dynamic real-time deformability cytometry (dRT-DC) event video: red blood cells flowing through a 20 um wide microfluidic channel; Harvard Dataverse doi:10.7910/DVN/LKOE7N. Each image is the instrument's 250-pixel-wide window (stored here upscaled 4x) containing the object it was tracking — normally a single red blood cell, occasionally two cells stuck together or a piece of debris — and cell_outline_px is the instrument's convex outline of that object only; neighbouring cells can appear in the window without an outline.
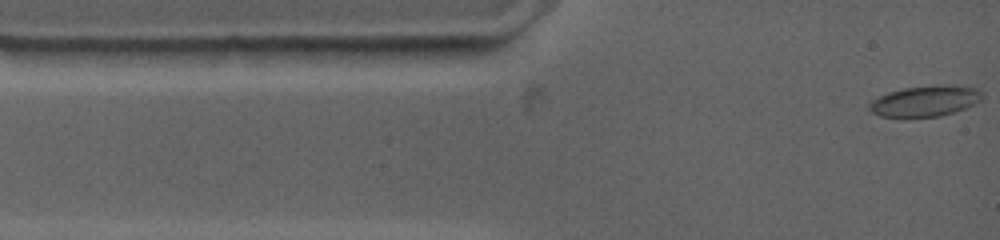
{"species": "common noctule bat (a hibernating species)", "species_latin": "Nyctalus noctula", "temperature_condition": "warm", "stored_images_in_passage": 3, "camera_frame_rate_fps": 4500, "um_per_image_px": 0.085, "animal": {"sex": "female", "body_mass_g": 19.0, "forearm_length_mm": 53.3}, "frame": {"image": 1, "passage_image": 3, "time_ms": 2.444, "image_size_px": [1000, 240], "cell_outline_px": [[984, 96], [976, 104], [940, 116], [880, 116], [872, 112], [868, 108], [868, 104], [872, 100], [888, 92], [904, 88], [976, 88]], "centroid_in_image_um": [78.56, 8.64], "position_along_channel_um": 6.4, "area_um2": 18.9}}